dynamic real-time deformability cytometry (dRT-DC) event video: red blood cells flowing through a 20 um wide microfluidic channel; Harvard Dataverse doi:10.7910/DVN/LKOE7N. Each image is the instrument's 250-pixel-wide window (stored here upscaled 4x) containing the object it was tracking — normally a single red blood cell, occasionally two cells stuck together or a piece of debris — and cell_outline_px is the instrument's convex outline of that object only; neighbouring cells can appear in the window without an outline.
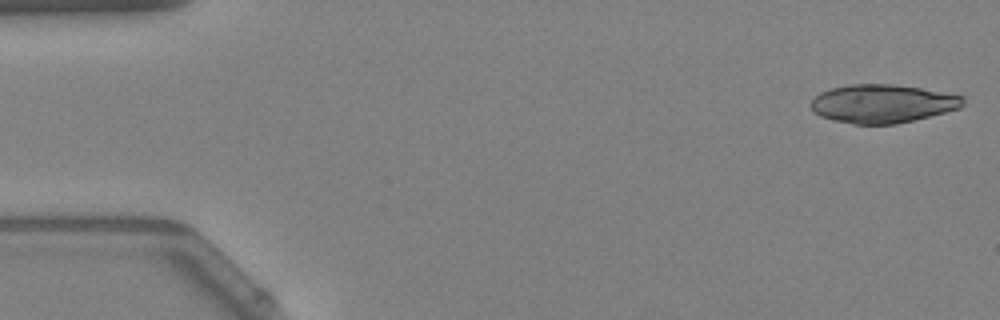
{"species": "Egyptian fruit bat (a non-hibernating species)", "species_latin": "Rousettus aegyptiacus", "temperature_condition": "warm", "stored_images_in_passage": 51, "camera_frame_rate_fps": 3000, "um_per_image_px": 0.085, "animal": {"sex": "female"}, "frame": {"image": 1, "passage_image": 1, "time_ms": 0.0, "image_size_px": [1000, 320], "cell_outline_px": [[964, 104], [960, 108], [896, 124], [852, 124], [832, 120], [820, 116], [812, 112], [812, 100], [820, 92], [832, 88], [848, 84], [892, 84], [920, 88], [964, 96]], "centroid_in_image_um": [74.98, 8.81], "position_along_channel_um": 10.0, "area_um2": 33.93}}